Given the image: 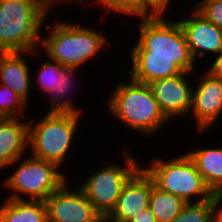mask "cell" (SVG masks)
Listing matches in <instances>:
<instances>
[{
	"label": "cell",
	"instance_id": "obj_1",
	"mask_svg": "<svg viewBox=\"0 0 222 222\" xmlns=\"http://www.w3.org/2000/svg\"><path fill=\"white\" fill-rule=\"evenodd\" d=\"M174 17L154 15L137 18L138 22L135 19L138 39L131 40L132 46L126 52L130 57L129 70H124L132 80L148 84L200 69Z\"/></svg>",
	"mask_w": 222,
	"mask_h": 222
},
{
	"label": "cell",
	"instance_id": "obj_2",
	"mask_svg": "<svg viewBox=\"0 0 222 222\" xmlns=\"http://www.w3.org/2000/svg\"><path fill=\"white\" fill-rule=\"evenodd\" d=\"M53 15L51 13L45 21L40 47L32 51L33 59L34 57L39 58L41 56L42 58V56H45L57 61L64 67L80 70L81 66L84 67L88 62L99 58L97 56L101 55L100 53L103 50L105 52L107 51L106 48H109L108 44L111 40L108 39L111 37L103 33V30H98L100 26L96 28V25L95 27L90 26L89 23L88 26L84 22L80 24L81 21H78V18H76L77 22L75 20L72 22V19L67 20L69 18L63 21L59 16L51 18ZM49 19H52L53 23ZM47 20H49V23H47Z\"/></svg>",
	"mask_w": 222,
	"mask_h": 222
},
{
	"label": "cell",
	"instance_id": "obj_3",
	"mask_svg": "<svg viewBox=\"0 0 222 222\" xmlns=\"http://www.w3.org/2000/svg\"><path fill=\"white\" fill-rule=\"evenodd\" d=\"M120 78L112 86L106 101L105 111L110 117L123 124L125 129L138 136L154 137L165 129L170 121L162 113L148 84L132 80L129 76ZM128 78V79H127ZM116 85V86H115ZM162 129V130H161Z\"/></svg>",
	"mask_w": 222,
	"mask_h": 222
},
{
	"label": "cell",
	"instance_id": "obj_4",
	"mask_svg": "<svg viewBox=\"0 0 222 222\" xmlns=\"http://www.w3.org/2000/svg\"><path fill=\"white\" fill-rule=\"evenodd\" d=\"M53 10L44 0H0V53L40 47L46 19Z\"/></svg>",
	"mask_w": 222,
	"mask_h": 222
},
{
	"label": "cell",
	"instance_id": "obj_5",
	"mask_svg": "<svg viewBox=\"0 0 222 222\" xmlns=\"http://www.w3.org/2000/svg\"><path fill=\"white\" fill-rule=\"evenodd\" d=\"M33 116L32 114V117H28V153L35 158L54 163L66 172L68 156L73 153L71 149L76 148H73V144L82 125L80 121L83 122L82 117L85 116L48 111L40 118Z\"/></svg>",
	"mask_w": 222,
	"mask_h": 222
},
{
	"label": "cell",
	"instance_id": "obj_6",
	"mask_svg": "<svg viewBox=\"0 0 222 222\" xmlns=\"http://www.w3.org/2000/svg\"><path fill=\"white\" fill-rule=\"evenodd\" d=\"M7 170L10 174L6 176ZM3 173L6 177L2 178V181L0 177V186L9 194L1 197V200L7 198L45 201L72 176L58 165L35 158L29 153L9 165Z\"/></svg>",
	"mask_w": 222,
	"mask_h": 222
},
{
	"label": "cell",
	"instance_id": "obj_7",
	"mask_svg": "<svg viewBox=\"0 0 222 222\" xmlns=\"http://www.w3.org/2000/svg\"><path fill=\"white\" fill-rule=\"evenodd\" d=\"M167 157L153 156L150 162L141 161V167L153 179L156 187L181 197L186 202H201L213 198L214 193L186 152Z\"/></svg>",
	"mask_w": 222,
	"mask_h": 222
},
{
	"label": "cell",
	"instance_id": "obj_8",
	"mask_svg": "<svg viewBox=\"0 0 222 222\" xmlns=\"http://www.w3.org/2000/svg\"><path fill=\"white\" fill-rule=\"evenodd\" d=\"M129 149H121L124 161H119L123 164L111 160L106 163L104 160L78 184L103 219L115 208L126 183L141 168V159Z\"/></svg>",
	"mask_w": 222,
	"mask_h": 222
},
{
	"label": "cell",
	"instance_id": "obj_9",
	"mask_svg": "<svg viewBox=\"0 0 222 222\" xmlns=\"http://www.w3.org/2000/svg\"><path fill=\"white\" fill-rule=\"evenodd\" d=\"M205 71V72H204ZM198 79L194 80L189 123L195 122L198 136L209 133L222 119V79L212 76L202 68ZM197 80V81H196ZM193 118V119H192ZM201 133V134H199Z\"/></svg>",
	"mask_w": 222,
	"mask_h": 222
},
{
	"label": "cell",
	"instance_id": "obj_10",
	"mask_svg": "<svg viewBox=\"0 0 222 222\" xmlns=\"http://www.w3.org/2000/svg\"><path fill=\"white\" fill-rule=\"evenodd\" d=\"M68 179L44 201L47 222H104L83 190ZM77 185V187H76ZM76 187V188H75Z\"/></svg>",
	"mask_w": 222,
	"mask_h": 222
},
{
	"label": "cell",
	"instance_id": "obj_11",
	"mask_svg": "<svg viewBox=\"0 0 222 222\" xmlns=\"http://www.w3.org/2000/svg\"><path fill=\"white\" fill-rule=\"evenodd\" d=\"M187 5H191L187 7L189 9L184 8L187 13L182 11L185 14L182 13L179 18L177 15L176 19L184 32L191 56L199 66L203 59L209 60L208 57L212 58L222 51V29L208 21L191 3Z\"/></svg>",
	"mask_w": 222,
	"mask_h": 222
},
{
	"label": "cell",
	"instance_id": "obj_12",
	"mask_svg": "<svg viewBox=\"0 0 222 222\" xmlns=\"http://www.w3.org/2000/svg\"><path fill=\"white\" fill-rule=\"evenodd\" d=\"M192 75L197 78L199 74L183 72L173 77L148 83L162 113L170 122L175 120L176 123L182 118L189 117L194 83L190 79L193 77Z\"/></svg>",
	"mask_w": 222,
	"mask_h": 222
},
{
	"label": "cell",
	"instance_id": "obj_13",
	"mask_svg": "<svg viewBox=\"0 0 222 222\" xmlns=\"http://www.w3.org/2000/svg\"><path fill=\"white\" fill-rule=\"evenodd\" d=\"M152 178L141 167L126 183L115 208L104 222H128L149 206Z\"/></svg>",
	"mask_w": 222,
	"mask_h": 222
},
{
	"label": "cell",
	"instance_id": "obj_14",
	"mask_svg": "<svg viewBox=\"0 0 222 222\" xmlns=\"http://www.w3.org/2000/svg\"><path fill=\"white\" fill-rule=\"evenodd\" d=\"M32 51L0 53V84H7L29 106L32 103ZM27 57V58H26Z\"/></svg>",
	"mask_w": 222,
	"mask_h": 222
},
{
	"label": "cell",
	"instance_id": "obj_15",
	"mask_svg": "<svg viewBox=\"0 0 222 222\" xmlns=\"http://www.w3.org/2000/svg\"><path fill=\"white\" fill-rule=\"evenodd\" d=\"M28 117L0 118V172L28 155Z\"/></svg>",
	"mask_w": 222,
	"mask_h": 222
},
{
	"label": "cell",
	"instance_id": "obj_16",
	"mask_svg": "<svg viewBox=\"0 0 222 222\" xmlns=\"http://www.w3.org/2000/svg\"><path fill=\"white\" fill-rule=\"evenodd\" d=\"M191 146L185 152L193 160L197 171L202 175L211 191H222V143L214 147ZM196 147V148H195Z\"/></svg>",
	"mask_w": 222,
	"mask_h": 222
},
{
	"label": "cell",
	"instance_id": "obj_17",
	"mask_svg": "<svg viewBox=\"0 0 222 222\" xmlns=\"http://www.w3.org/2000/svg\"><path fill=\"white\" fill-rule=\"evenodd\" d=\"M40 64V66H39ZM37 70L32 71V87L41 91L42 96L48 98V112H59V95L61 76L64 74V66L57 61L51 60L48 57L37 64ZM36 75V76H35Z\"/></svg>",
	"mask_w": 222,
	"mask_h": 222
},
{
	"label": "cell",
	"instance_id": "obj_18",
	"mask_svg": "<svg viewBox=\"0 0 222 222\" xmlns=\"http://www.w3.org/2000/svg\"><path fill=\"white\" fill-rule=\"evenodd\" d=\"M0 222H47L45 202L6 198L0 202Z\"/></svg>",
	"mask_w": 222,
	"mask_h": 222
},
{
	"label": "cell",
	"instance_id": "obj_19",
	"mask_svg": "<svg viewBox=\"0 0 222 222\" xmlns=\"http://www.w3.org/2000/svg\"><path fill=\"white\" fill-rule=\"evenodd\" d=\"M186 203L183 198L160 190L154 185L152 179V190L148 207L157 222H172Z\"/></svg>",
	"mask_w": 222,
	"mask_h": 222
},
{
	"label": "cell",
	"instance_id": "obj_20",
	"mask_svg": "<svg viewBox=\"0 0 222 222\" xmlns=\"http://www.w3.org/2000/svg\"><path fill=\"white\" fill-rule=\"evenodd\" d=\"M86 6L85 11L86 8L90 10L89 8L96 6L97 12L98 10L100 13L106 12L108 17H110V13H113L114 16L121 15V19L123 17H127L125 19L128 17H131L130 19L143 18V0H90Z\"/></svg>",
	"mask_w": 222,
	"mask_h": 222
},
{
	"label": "cell",
	"instance_id": "obj_21",
	"mask_svg": "<svg viewBox=\"0 0 222 222\" xmlns=\"http://www.w3.org/2000/svg\"><path fill=\"white\" fill-rule=\"evenodd\" d=\"M77 72H79L78 68L64 67V74L61 76L60 84L59 112L84 114V107H81L79 104L76 106L77 104L74 103L76 101L73 95L76 96L75 93L79 91L78 87L80 86L78 84L81 83L79 82L80 78L77 76L79 74Z\"/></svg>",
	"mask_w": 222,
	"mask_h": 222
},
{
	"label": "cell",
	"instance_id": "obj_22",
	"mask_svg": "<svg viewBox=\"0 0 222 222\" xmlns=\"http://www.w3.org/2000/svg\"><path fill=\"white\" fill-rule=\"evenodd\" d=\"M214 197L201 202H187L172 222H212Z\"/></svg>",
	"mask_w": 222,
	"mask_h": 222
},
{
	"label": "cell",
	"instance_id": "obj_23",
	"mask_svg": "<svg viewBox=\"0 0 222 222\" xmlns=\"http://www.w3.org/2000/svg\"><path fill=\"white\" fill-rule=\"evenodd\" d=\"M29 105L7 84H0V117H28Z\"/></svg>",
	"mask_w": 222,
	"mask_h": 222
},
{
	"label": "cell",
	"instance_id": "obj_24",
	"mask_svg": "<svg viewBox=\"0 0 222 222\" xmlns=\"http://www.w3.org/2000/svg\"><path fill=\"white\" fill-rule=\"evenodd\" d=\"M193 7L208 21L222 29V0H196Z\"/></svg>",
	"mask_w": 222,
	"mask_h": 222
},
{
	"label": "cell",
	"instance_id": "obj_25",
	"mask_svg": "<svg viewBox=\"0 0 222 222\" xmlns=\"http://www.w3.org/2000/svg\"><path fill=\"white\" fill-rule=\"evenodd\" d=\"M173 1L174 0H143V17L170 14L169 9H171L172 5L174 6V4H172ZM177 1L178 0H176V2Z\"/></svg>",
	"mask_w": 222,
	"mask_h": 222
},
{
	"label": "cell",
	"instance_id": "obj_26",
	"mask_svg": "<svg viewBox=\"0 0 222 222\" xmlns=\"http://www.w3.org/2000/svg\"><path fill=\"white\" fill-rule=\"evenodd\" d=\"M209 59L211 60H208L207 62L209 63L211 61L209 63L210 65L204 60L206 63L205 65L207 66V68L205 66L204 69L212 76L222 79V51L218 55Z\"/></svg>",
	"mask_w": 222,
	"mask_h": 222
},
{
	"label": "cell",
	"instance_id": "obj_27",
	"mask_svg": "<svg viewBox=\"0 0 222 222\" xmlns=\"http://www.w3.org/2000/svg\"><path fill=\"white\" fill-rule=\"evenodd\" d=\"M128 222H157L155 216L152 214L149 207L145 210H142L141 213L136 215L134 218Z\"/></svg>",
	"mask_w": 222,
	"mask_h": 222
},
{
	"label": "cell",
	"instance_id": "obj_28",
	"mask_svg": "<svg viewBox=\"0 0 222 222\" xmlns=\"http://www.w3.org/2000/svg\"><path fill=\"white\" fill-rule=\"evenodd\" d=\"M214 219L217 222H222V191L214 192Z\"/></svg>",
	"mask_w": 222,
	"mask_h": 222
},
{
	"label": "cell",
	"instance_id": "obj_29",
	"mask_svg": "<svg viewBox=\"0 0 222 222\" xmlns=\"http://www.w3.org/2000/svg\"><path fill=\"white\" fill-rule=\"evenodd\" d=\"M89 1L90 0H63V4L64 3H65L64 5L69 4V6H70L71 4L77 3V4H79L77 6L81 7V9H83V8L85 9V7H86L85 5L88 4Z\"/></svg>",
	"mask_w": 222,
	"mask_h": 222
},
{
	"label": "cell",
	"instance_id": "obj_30",
	"mask_svg": "<svg viewBox=\"0 0 222 222\" xmlns=\"http://www.w3.org/2000/svg\"><path fill=\"white\" fill-rule=\"evenodd\" d=\"M53 10H59L57 9L58 5L60 6V4H63V0H44ZM57 5V6H56ZM56 7V8H55Z\"/></svg>",
	"mask_w": 222,
	"mask_h": 222
}]
</instances>
